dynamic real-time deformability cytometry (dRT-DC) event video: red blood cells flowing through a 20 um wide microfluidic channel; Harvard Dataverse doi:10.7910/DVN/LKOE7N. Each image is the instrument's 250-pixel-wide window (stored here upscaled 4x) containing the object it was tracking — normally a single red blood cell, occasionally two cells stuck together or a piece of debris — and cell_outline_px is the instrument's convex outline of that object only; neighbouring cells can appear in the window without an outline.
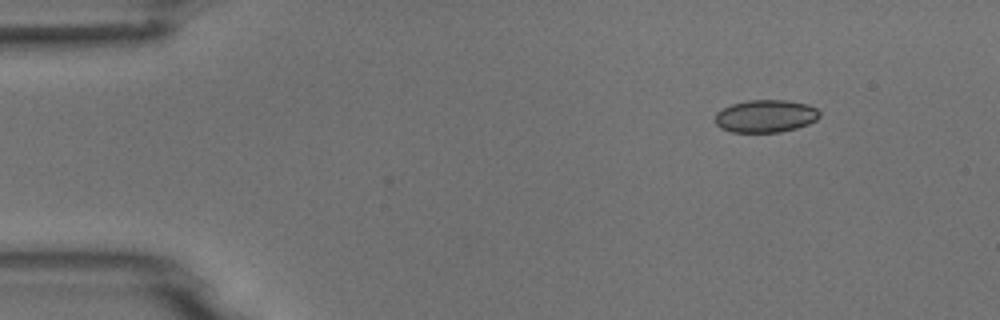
{"species": "common noctule bat (a hibernating species)", "species_latin": "Nyctalus noctula", "temperature_condition": "room temperature", "stored_images_in_passage": 4, "camera_frame_rate_fps": 3000, "um_per_image_px": 0.085, "animal": {"sex": "male", "body_mass_g": 18.8}, "frame": {"image": 1, "passage_image": 1, "time_ms": 0.0, "image_size_px": [1000, 320], "cell_outline_px": [[820, 116], [816, 120], [808, 124], [796, 128], [780, 132], [732, 132], [720, 128], [716, 124], [716, 112], [732, 104], [748, 100], [788, 100], [808, 104], [816, 108], [820, 112]], "centroid_in_image_um": [65.09, 9.87], "position_along_channel_um": 19.9, "area_um2": 19.88}}
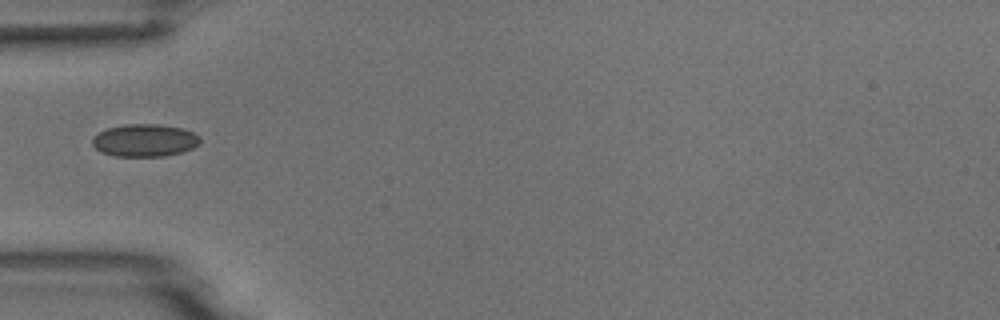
{"frame": {"image": 2, "passage_image": 4, "time_ms": 3.667, "image_size_px": [1000, 320], "cell_outline_px": [[200, 144], [192, 148], [180, 152], [164, 156], [112, 156], [100, 152], [92, 144], [92, 136], [108, 128], [124, 124], [156, 124], [180, 128], [192, 132], [200, 136]], "centroid_in_image_um": [12.27, 11.93], "position_along_channel_um": 72.7, "area_um2": 20.4}}